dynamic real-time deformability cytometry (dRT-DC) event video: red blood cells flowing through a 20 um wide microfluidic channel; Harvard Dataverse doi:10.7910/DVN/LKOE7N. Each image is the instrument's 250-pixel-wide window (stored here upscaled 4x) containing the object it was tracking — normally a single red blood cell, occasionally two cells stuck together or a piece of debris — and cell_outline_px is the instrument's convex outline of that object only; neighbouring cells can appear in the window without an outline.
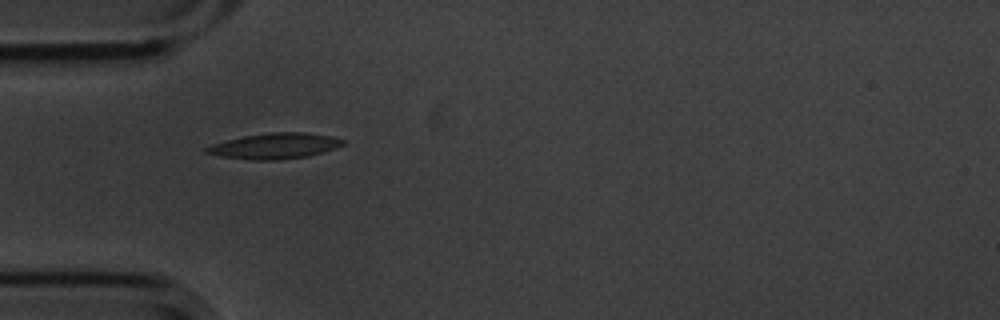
{"species": "common noctule bat (a hibernating species)", "species_latin": "Nyctalus noctula", "temperature_condition": "cold", "stored_images_in_passage": 2, "camera_frame_rate_fps": 3000, "um_per_image_px": 0.085, "animal": {"sex": "male", "body_mass_g": 20.1, "forearm_length_mm": 53.5}, "frame": {"image": 1, "passage_image": 2, "time_ms": 0.333, "image_size_px": [1000, 320], "cell_outline_px": [[344, 144], [336, 148], [308, 156], [280, 160], [256, 160], [220, 156], [204, 152], [204, 148], [228, 140], [244, 136], [268, 132], [308, 132], [332, 136], [344, 140]], "centroid_in_image_um": [23.41, 12.4], "position_along_channel_um": 61.6, "area_um2": 20.29}}